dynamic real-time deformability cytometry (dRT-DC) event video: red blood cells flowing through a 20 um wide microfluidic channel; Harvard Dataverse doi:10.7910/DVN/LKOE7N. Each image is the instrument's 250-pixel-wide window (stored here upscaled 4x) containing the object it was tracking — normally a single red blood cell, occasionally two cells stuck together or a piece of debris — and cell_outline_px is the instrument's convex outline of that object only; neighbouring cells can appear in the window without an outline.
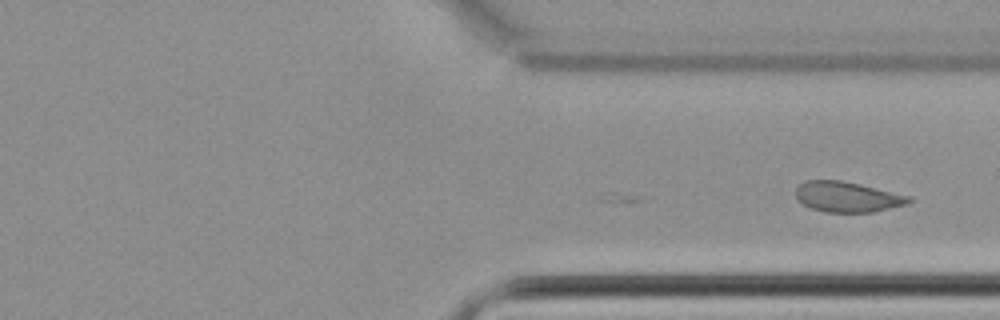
{"species": "common noctule bat (a hibernating species)", "species_latin": "Nyctalus noctula", "temperature_condition": "cold", "stored_images_in_passage": 38, "camera_frame_rate_fps": 3000, "um_per_image_px": 0.085, "animal": {"sex": "female", "body_mass_g": 22.7, "forearm_length_mm": 54.2}, "frame": {"image": 1, "passage_image": 38, "time_ms": 12.333, "image_size_px": [1000, 320], "cell_outline_px": [[912, 200], [904, 204], [872, 212], [824, 212], [812, 208], [804, 204], [796, 196], [796, 188], [804, 180], [840, 180], [860, 184], [912, 196]], "centroid_in_image_um": [72.02, 16.72], "position_along_channel_um": 339.4, "area_um2": 19.83}}